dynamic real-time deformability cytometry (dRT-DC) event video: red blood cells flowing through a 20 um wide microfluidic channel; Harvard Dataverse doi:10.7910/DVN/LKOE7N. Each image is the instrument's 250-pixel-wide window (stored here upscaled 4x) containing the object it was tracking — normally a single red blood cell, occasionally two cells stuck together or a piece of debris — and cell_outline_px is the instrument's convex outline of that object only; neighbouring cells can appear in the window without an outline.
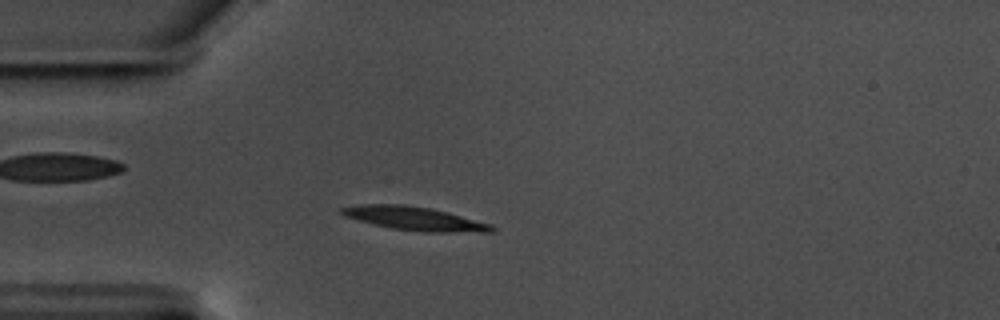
{"species": "common noctule bat (a hibernating species)", "species_latin": "Nyctalus noctula", "temperature_condition": "warm", "stored_images_in_passage": 57, "camera_frame_rate_fps": 3000, "um_per_image_px": 0.085, "animal": {"sex": "male", "body_mass_g": 17.5, "forearm_length_mm": 52.3}, "frame": {"image": 1, "passage_image": 15, "time_ms": 4.667, "image_size_px": [1000, 320], "cell_outline_px": [[496, 228], [492, 232], [424, 232], [392, 228], [372, 224], [344, 216], [340, 212], [340, 208], [360, 204], [408, 204], [432, 208], [448, 212], [492, 224]], "centroid_in_image_um": [35.26, 18.57], "position_along_channel_um": 49.7, "area_um2": 20.81}}
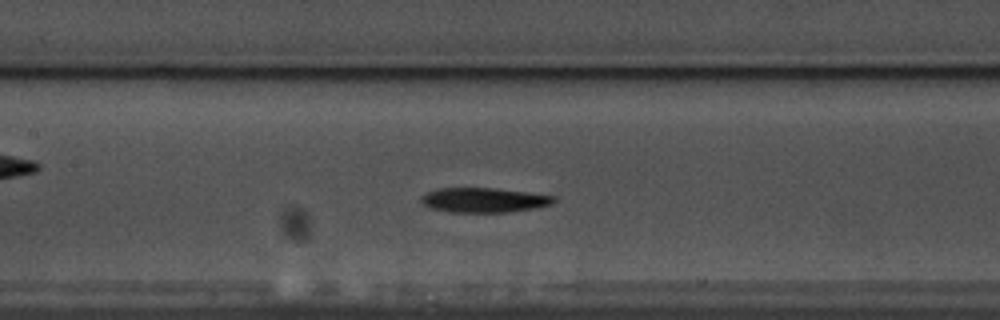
{"frame": {"image": 2, "passage_image": 26, "time_ms": 8.333, "image_size_px": [1000, 320], "cell_outline_px": [[556, 200], [552, 204], [536, 208], [508, 212], [448, 212], [428, 208], [420, 204], [420, 196], [436, 188], [492, 188], [556, 196]], "centroid_in_image_um": [41.07, 17.01], "position_along_channel_um": 166.3, "area_um2": 19.25}}
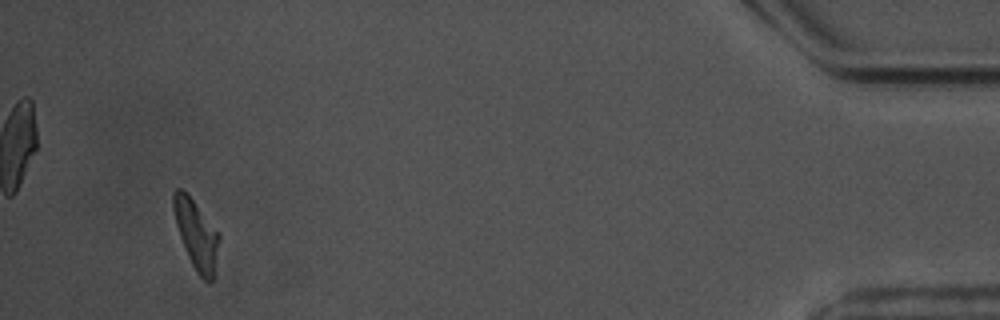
{"frame": {"image": 3, "passage_image": 54, "time_ms": 17.667, "image_size_px": [1000, 320], "cell_outline_px": [[220, 240], [212, 280], [208, 284], [196, 272], [188, 256], [180, 236], [176, 224], [172, 208], [172, 192], [176, 188], [180, 188], [192, 200], [220, 232]], "centroid_in_image_um": [16.69, 19.93], "position_along_channel_um": 418.5, "area_um2": 18.21}, "authors_computed_cell_mechanics": {"area_um2": 19.1318, "velocity_mm_per_s": 3.5056, "shape_relaxation_time_tau1_ms": 2.8959, "shape_relaxation_time_tau2_ms": 5.1265, "deformation_change_tau1": 0.1638, "deformation_change_tau2": 0.1101}}